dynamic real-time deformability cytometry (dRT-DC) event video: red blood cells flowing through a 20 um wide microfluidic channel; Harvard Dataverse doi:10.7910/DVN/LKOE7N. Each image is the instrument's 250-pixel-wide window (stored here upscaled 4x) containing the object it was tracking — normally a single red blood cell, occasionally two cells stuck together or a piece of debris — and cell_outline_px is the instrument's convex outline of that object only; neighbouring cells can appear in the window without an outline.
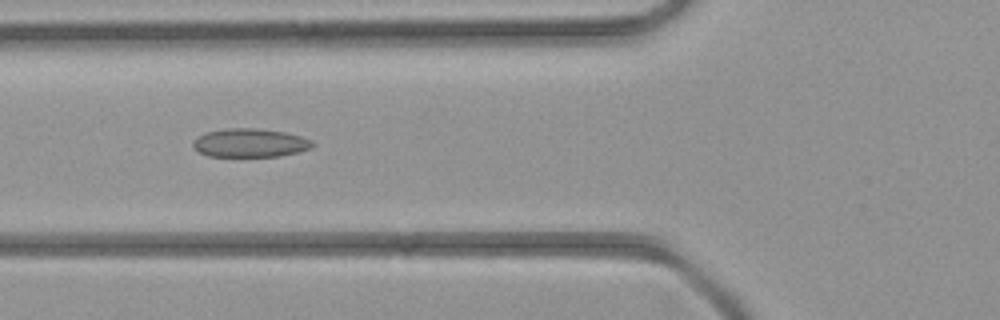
{"species": "common noctule bat (a hibernating species)", "species_latin": "Nyctalus noctula", "temperature_condition": "room temperature", "stored_images_in_passage": 5, "camera_frame_rate_fps": 3000, "um_per_image_px": 0.085, "animal": {"sex": "female", "body_mass_g": 21.9}, "frame": {"image": 1, "passage_image": 5, "time_ms": 5.333, "image_size_px": [1000, 320], "cell_outline_px": [[316, 144], [312, 148], [280, 156], [208, 156], [200, 152], [192, 144], [192, 140], [208, 132], [228, 128], [252, 128], [284, 132], [300, 136], [312, 140]], "centroid_in_image_um": [21.28, 12.15], "position_along_channel_um": 104.5, "area_um2": 19.65}}